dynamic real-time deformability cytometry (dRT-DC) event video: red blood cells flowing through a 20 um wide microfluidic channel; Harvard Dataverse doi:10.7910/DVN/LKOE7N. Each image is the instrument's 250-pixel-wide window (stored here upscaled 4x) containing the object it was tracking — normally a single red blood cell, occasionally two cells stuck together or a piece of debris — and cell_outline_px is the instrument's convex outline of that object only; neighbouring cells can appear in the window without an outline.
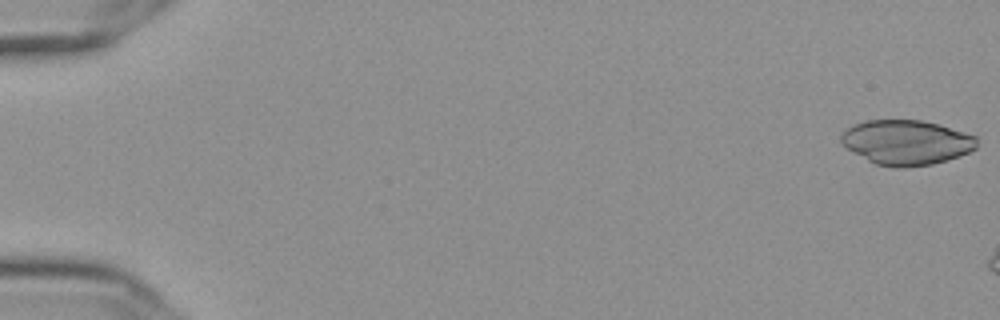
{"species": "Egyptian fruit bat (a non-hibernating species)", "species_latin": "Rousettus aegyptiacus", "temperature_condition": "cold", "stored_images_in_passage": 8, "camera_frame_rate_fps": 3000, "um_per_image_px": 0.085, "frame": {"image": 1, "passage_image": 1, "time_ms": 0.0, "image_size_px": [1000, 320], "cell_outline_px": [[976, 148], [968, 152], [932, 164], [904, 168], [896, 168], [876, 164], [868, 160], [848, 148], [840, 140], [840, 136], [852, 124], [864, 120], [920, 120], [940, 124], [976, 136]], "centroid_in_image_um": [77.03, 12.09], "position_along_channel_um": 8.0, "area_um2": 35.14}}